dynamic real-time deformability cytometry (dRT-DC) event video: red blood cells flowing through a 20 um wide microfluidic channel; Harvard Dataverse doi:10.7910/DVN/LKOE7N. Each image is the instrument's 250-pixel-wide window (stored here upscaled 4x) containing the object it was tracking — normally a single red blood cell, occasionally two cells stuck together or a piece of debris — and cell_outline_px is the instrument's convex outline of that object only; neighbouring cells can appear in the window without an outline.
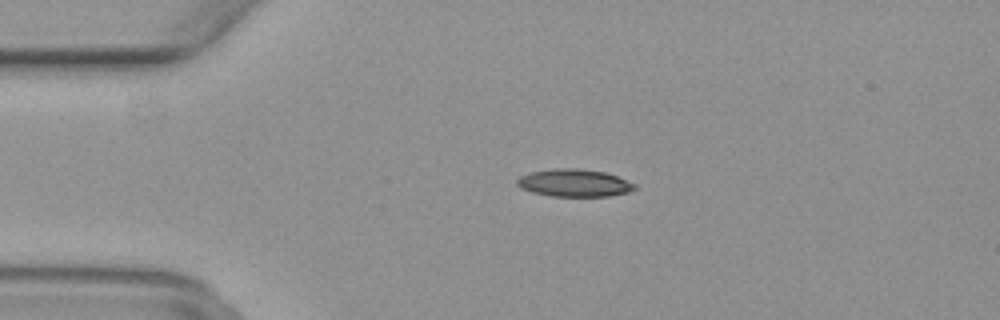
{"species": "common noctule bat (a hibernating species)", "species_latin": "Nyctalus noctula", "temperature_condition": "warm", "stored_images_in_passage": 46, "camera_frame_rate_fps": 3000, "um_per_image_px": 0.085, "animal": {"sex": "female", "body_mass_g": 29.2, "forearm_length_mm": 56.3}, "frame": {"image": 1, "passage_image": 7, "time_ms": 2.0, "image_size_px": [1000, 320], "cell_outline_px": [[636, 188], [628, 192], [608, 196], [548, 196], [532, 192], [520, 188], [516, 184], [516, 180], [520, 176], [528, 172], [552, 168], [576, 168], [604, 172], [616, 176], [636, 184]], "centroid_in_image_um": [48.75, 15.54], "position_along_channel_um": 36.2, "area_um2": 18.96}}
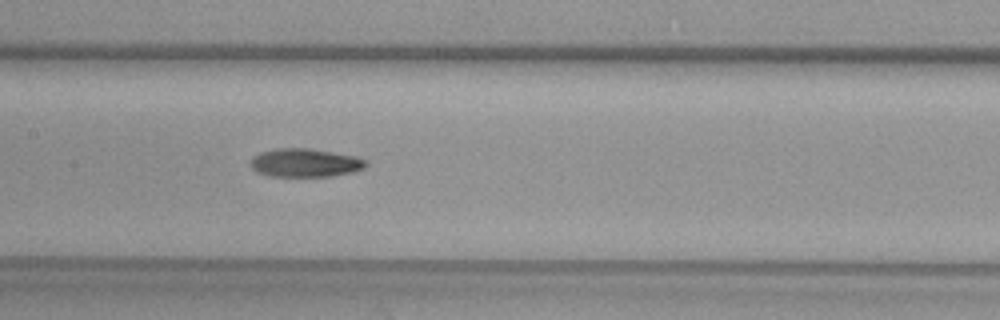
{"frame": {"image": 2, "passage_image": 20, "time_ms": 6.333, "image_size_px": [1000, 320], "cell_outline_px": [[368, 164], [364, 168], [352, 172], [332, 176], [268, 176], [256, 172], [248, 164], [252, 156], [260, 152], [276, 148], [308, 148], [356, 156], [368, 160]], "centroid_in_image_um": [25.9, 13.83], "position_along_channel_um": 181.5, "area_um2": 19.36}}
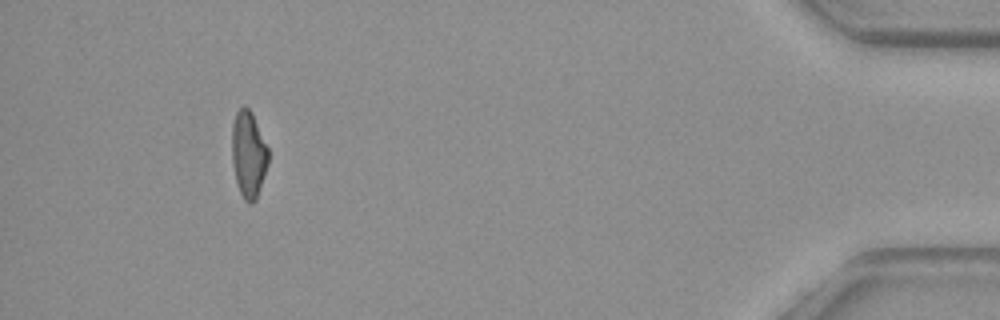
{"frame": {"image": 3, "passage_image": 42, "time_ms": 13.667, "image_size_px": [1000, 320], "cell_outline_px": [[268, 164], [256, 200], [252, 204], [248, 204], [244, 200], [240, 192], [236, 180], [232, 164], [232, 124], [236, 112], [244, 104], [252, 112], [268, 148]], "centroid_in_image_um": [21.12, 13.12], "position_along_channel_um": 414.1, "area_um2": 18.44}}